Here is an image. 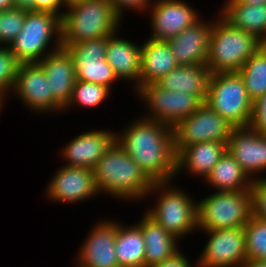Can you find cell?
I'll return each instance as SVG.
<instances>
[{"label":"cell","mask_w":266,"mask_h":267,"mask_svg":"<svg viewBox=\"0 0 266 267\" xmlns=\"http://www.w3.org/2000/svg\"><path fill=\"white\" fill-rule=\"evenodd\" d=\"M116 132V141L153 182L176 179L172 127L143 116Z\"/></svg>","instance_id":"cell-1"},{"label":"cell","mask_w":266,"mask_h":267,"mask_svg":"<svg viewBox=\"0 0 266 267\" xmlns=\"http://www.w3.org/2000/svg\"><path fill=\"white\" fill-rule=\"evenodd\" d=\"M99 195L119 201L145 200L154 182L115 141L93 168Z\"/></svg>","instance_id":"cell-2"},{"label":"cell","mask_w":266,"mask_h":267,"mask_svg":"<svg viewBox=\"0 0 266 267\" xmlns=\"http://www.w3.org/2000/svg\"><path fill=\"white\" fill-rule=\"evenodd\" d=\"M122 22L109 0L72 3L65 7L61 18V45L112 36L119 32Z\"/></svg>","instance_id":"cell-3"},{"label":"cell","mask_w":266,"mask_h":267,"mask_svg":"<svg viewBox=\"0 0 266 267\" xmlns=\"http://www.w3.org/2000/svg\"><path fill=\"white\" fill-rule=\"evenodd\" d=\"M174 181L154 182L146 198L156 201L145 212L180 241L198 229L197 201Z\"/></svg>","instance_id":"cell-4"},{"label":"cell","mask_w":266,"mask_h":267,"mask_svg":"<svg viewBox=\"0 0 266 267\" xmlns=\"http://www.w3.org/2000/svg\"><path fill=\"white\" fill-rule=\"evenodd\" d=\"M214 16L206 65L211 73L238 72L264 43L234 27L219 11Z\"/></svg>","instance_id":"cell-5"},{"label":"cell","mask_w":266,"mask_h":267,"mask_svg":"<svg viewBox=\"0 0 266 267\" xmlns=\"http://www.w3.org/2000/svg\"><path fill=\"white\" fill-rule=\"evenodd\" d=\"M61 47V18L41 11L26 12L22 30L9 45L20 64L38 63Z\"/></svg>","instance_id":"cell-6"},{"label":"cell","mask_w":266,"mask_h":267,"mask_svg":"<svg viewBox=\"0 0 266 267\" xmlns=\"http://www.w3.org/2000/svg\"><path fill=\"white\" fill-rule=\"evenodd\" d=\"M198 230L244 227L252 216L250 189L214 191L197 201Z\"/></svg>","instance_id":"cell-7"},{"label":"cell","mask_w":266,"mask_h":267,"mask_svg":"<svg viewBox=\"0 0 266 267\" xmlns=\"http://www.w3.org/2000/svg\"><path fill=\"white\" fill-rule=\"evenodd\" d=\"M205 103L233 127L249 126L253 102L238 72L212 73Z\"/></svg>","instance_id":"cell-8"},{"label":"cell","mask_w":266,"mask_h":267,"mask_svg":"<svg viewBox=\"0 0 266 267\" xmlns=\"http://www.w3.org/2000/svg\"><path fill=\"white\" fill-rule=\"evenodd\" d=\"M134 93L140 102L143 101L141 104L146 112L139 115L171 127L193 114L204 103L198 96L166 90L156 83L141 85Z\"/></svg>","instance_id":"cell-9"},{"label":"cell","mask_w":266,"mask_h":267,"mask_svg":"<svg viewBox=\"0 0 266 267\" xmlns=\"http://www.w3.org/2000/svg\"><path fill=\"white\" fill-rule=\"evenodd\" d=\"M232 129V125L204 102L197 111L172 127L175 153L199 142L214 141L228 145Z\"/></svg>","instance_id":"cell-10"},{"label":"cell","mask_w":266,"mask_h":267,"mask_svg":"<svg viewBox=\"0 0 266 267\" xmlns=\"http://www.w3.org/2000/svg\"><path fill=\"white\" fill-rule=\"evenodd\" d=\"M48 79L39 63L19 64L11 97L34 114L63 113V107L52 97ZM13 92V94H12Z\"/></svg>","instance_id":"cell-11"},{"label":"cell","mask_w":266,"mask_h":267,"mask_svg":"<svg viewBox=\"0 0 266 267\" xmlns=\"http://www.w3.org/2000/svg\"><path fill=\"white\" fill-rule=\"evenodd\" d=\"M208 236L199 267H241L247 260L244 227L204 230Z\"/></svg>","instance_id":"cell-12"},{"label":"cell","mask_w":266,"mask_h":267,"mask_svg":"<svg viewBox=\"0 0 266 267\" xmlns=\"http://www.w3.org/2000/svg\"><path fill=\"white\" fill-rule=\"evenodd\" d=\"M108 37L64 46L72 57L76 79L106 86L111 91L119 81L111 65L105 60Z\"/></svg>","instance_id":"cell-13"},{"label":"cell","mask_w":266,"mask_h":267,"mask_svg":"<svg viewBox=\"0 0 266 267\" xmlns=\"http://www.w3.org/2000/svg\"><path fill=\"white\" fill-rule=\"evenodd\" d=\"M46 199L64 204H77L99 196L93 169L61 165L46 186Z\"/></svg>","instance_id":"cell-14"},{"label":"cell","mask_w":266,"mask_h":267,"mask_svg":"<svg viewBox=\"0 0 266 267\" xmlns=\"http://www.w3.org/2000/svg\"><path fill=\"white\" fill-rule=\"evenodd\" d=\"M115 220L107 217L94 223L75 255L74 267H119L115 252Z\"/></svg>","instance_id":"cell-15"},{"label":"cell","mask_w":266,"mask_h":267,"mask_svg":"<svg viewBox=\"0 0 266 267\" xmlns=\"http://www.w3.org/2000/svg\"><path fill=\"white\" fill-rule=\"evenodd\" d=\"M193 7L184 0H153L146 13L151 19L149 38L167 41L177 36L201 18Z\"/></svg>","instance_id":"cell-16"},{"label":"cell","mask_w":266,"mask_h":267,"mask_svg":"<svg viewBox=\"0 0 266 267\" xmlns=\"http://www.w3.org/2000/svg\"><path fill=\"white\" fill-rule=\"evenodd\" d=\"M227 150L252 181L264 178L266 134H260L250 126L233 127Z\"/></svg>","instance_id":"cell-17"},{"label":"cell","mask_w":266,"mask_h":267,"mask_svg":"<svg viewBox=\"0 0 266 267\" xmlns=\"http://www.w3.org/2000/svg\"><path fill=\"white\" fill-rule=\"evenodd\" d=\"M115 141V131L88 130L65 143L59 151V156L64 160L63 165L93 169Z\"/></svg>","instance_id":"cell-18"},{"label":"cell","mask_w":266,"mask_h":267,"mask_svg":"<svg viewBox=\"0 0 266 267\" xmlns=\"http://www.w3.org/2000/svg\"><path fill=\"white\" fill-rule=\"evenodd\" d=\"M213 19L202 17L168 43L179 65H206Z\"/></svg>","instance_id":"cell-19"},{"label":"cell","mask_w":266,"mask_h":267,"mask_svg":"<svg viewBox=\"0 0 266 267\" xmlns=\"http://www.w3.org/2000/svg\"><path fill=\"white\" fill-rule=\"evenodd\" d=\"M120 32L108 36L105 60L113 68L119 80L132 82L133 92L140 87L141 43L136 44L130 39L120 38Z\"/></svg>","instance_id":"cell-20"},{"label":"cell","mask_w":266,"mask_h":267,"mask_svg":"<svg viewBox=\"0 0 266 267\" xmlns=\"http://www.w3.org/2000/svg\"><path fill=\"white\" fill-rule=\"evenodd\" d=\"M38 63L48 79L52 97L64 108L77 80L72 57L61 47L44 56Z\"/></svg>","instance_id":"cell-21"},{"label":"cell","mask_w":266,"mask_h":267,"mask_svg":"<svg viewBox=\"0 0 266 267\" xmlns=\"http://www.w3.org/2000/svg\"><path fill=\"white\" fill-rule=\"evenodd\" d=\"M227 151V144L207 141L182 148L176 155V178L186 171L192 178L204 180Z\"/></svg>","instance_id":"cell-22"},{"label":"cell","mask_w":266,"mask_h":267,"mask_svg":"<svg viewBox=\"0 0 266 267\" xmlns=\"http://www.w3.org/2000/svg\"><path fill=\"white\" fill-rule=\"evenodd\" d=\"M143 234L145 243V267H154L170 259L181 249L180 241L166 231L145 211L136 223ZM179 244V245H178Z\"/></svg>","instance_id":"cell-23"},{"label":"cell","mask_w":266,"mask_h":267,"mask_svg":"<svg viewBox=\"0 0 266 267\" xmlns=\"http://www.w3.org/2000/svg\"><path fill=\"white\" fill-rule=\"evenodd\" d=\"M141 45L140 86L157 82L179 66L168 41L148 38Z\"/></svg>","instance_id":"cell-24"},{"label":"cell","mask_w":266,"mask_h":267,"mask_svg":"<svg viewBox=\"0 0 266 267\" xmlns=\"http://www.w3.org/2000/svg\"><path fill=\"white\" fill-rule=\"evenodd\" d=\"M211 74L207 65H179L155 83L166 90L198 96L205 102Z\"/></svg>","instance_id":"cell-25"},{"label":"cell","mask_w":266,"mask_h":267,"mask_svg":"<svg viewBox=\"0 0 266 267\" xmlns=\"http://www.w3.org/2000/svg\"><path fill=\"white\" fill-rule=\"evenodd\" d=\"M219 13L234 27L254 34L266 44V4L250 5L226 0Z\"/></svg>","instance_id":"cell-26"},{"label":"cell","mask_w":266,"mask_h":267,"mask_svg":"<svg viewBox=\"0 0 266 267\" xmlns=\"http://www.w3.org/2000/svg\"><path fill=\"white\" fill-rule=\"evenodd\" d=\"M203 182L214 191H240L250 189L253 181L227 150Z\"/></svg>","instance_id":"cell-27"},{"label":"cell","mask_w":266,"mask_h":267,"mask_svg":"<svg viewBox=\"0 0 266 267\" xmlns=\"http://www.w3.org/2000/svg\"><path fill=\"white\" fill-rule=\"evenodd\" d=\"M117 221L115 252L119 267H145V243L140 227Z\"/></svg>","instance_id":"cell-28"},{"label":"cell","mask_w":266,"mask_h":267,"mask_svg":"<svg viewBox=\"0 0 266 267\" xmlns=\"http://www.w3.org/2000/svg\"><path fill=\"white\" fill-rule=\"evenodd\" d=\"M247 95L254 102L266 93V44H263L238 71Z\"/></svg>","instance_id":"cell-29"},{"label":"cell","mask_w":266,"mask_h":267,"mask_svg":"<svg viewBox=\"0 0 266 267\" xmlns=\"http://www.w3.org/2000/svg\"><path fill=\"white\" fill-rule=\"evenodd\" d=\"M111 93V90L104 85L76 80L71 98L63 108V112L75 107L85 109L98 107L107 101Z\"/></svg>","instance_id":"cell-30"},{"label":"cell","mask_w":266,"mask_h":267,"mask_svg":"<svg viewBox=\"0 0 266 267\" xmlns=\"http://www.w3.org/2000/svg\"><path fill=\"white\" fill-rule=\"evenodd\" d=\"M244 231L248 260L266 261V221L252 215Z\"/></svg>","instance_id":"cell-31"},{"label":"cell","mask_w":266,"mask_h":267,"mask_svg":"<svg viewBox=\"0 0 266 267\" xmlns=\"http://www.w3.org/2000/svg\"><path fill=\"white\" fill-rule=\"evenodd\" d=\"M26 12L16 8L0 11L1 46H9L22 30Z\"/></svg>","instance_id":"cell-32"},{"label":"cell","mask_w":266,"mask_h":267,"mask_svg":"<svg viewBox=\"0 0 266 267\" xmlns=\"http://www.w3.org/2000/svg\"><path fill=\"white\" fill-rule=\"evenodd\" d=\"M19 64L9 46L0 45V90L8 95L14 86Z\"/></svg>","instance_id":"cell-33"},{"label":"cell","mask_w":266,"mask_h":267,"mask_svg":"<svg viewBox=\"0 0 266 267\" xmlns=\"http://www.w3.org/2000/svg\"><path fill=\"white\" fill-rule=\"evenodd\" d=\"M13 4L16 9L51 12L60 18L64 14V7H66L64 0H13Z\"/></svg>","instance_id":"cell-34"},{"label":"cell","mask_w":266,"mask_h":267,"mask_svg":"<svg viewBox=\"0 0 266 267\" xmlns=\"http://www.w3.org/2000/svg\"><path fill=\"white\" fill-rule=\"evenodd\" d=\"M252 194V215L266 221V174L256 179L250 188Z\"/></svg>","instance_id":"cell-35"},{"label":"cell","mask_w":266,"mask_h":267,"mask_svg":"<svg viewBox=\"0 0 266 267\" xmlns=\"http://www.w3.org/2000/svg\"><path fill=\"white\" fill-rule=\"evenodd\" d=\"M112 4L117 15L124 20V14L129 9V11L136 12L138 14L147 13V10L152 5V0H109ZM124 13V14H123Z\"/></svg>","instance_id":"cell-36"},{"label":"cell","mask_w":266,"mask_h":267,"mask_svg":"<svg viewBox=\"0 0 266 267\" xmlns=\"http://www.w3.org/2000/svg\"><path fill=\"white\" fill-rule=\"evenodd\" d=\"M249 126L260 134H266V93L253 102Z\"/></svg>","instance_id":"cell-37"},{"label":"cell","mask_w":266,"mask_h":267,"mask_svg":"<svg viewBox=\"0 0 266 267\" xmlns=\"http://www.w3.org/2000/svg\"><path fill=\"white\" fill-rule=\"evenodd\" d=\"M192 263V264H191ZM188 259V255L186 256L181 250L176 253L170 259L164 260L161 264L156 265L154 267H199L198 261L195 263Z\"/></svg>","instance_id":"cell-38"},{"label":"cell","mask_w":266,"mask_h":267,"mask_svg":"<svg viewBox=\"0 0 266 267\" xmlns=\"http://www.w3.org/2000/svg\"><path fill=\"white\" fill-rule=\"evenodd\" d=\"M241 267H266V261L247 260Z\"/></svg>","instance_id":"cell-39"},{"label":"cell","mask_w":266,"mask_h":267,"mask_svg":"<svg viewBox=\"0 0 266 267\" xmlns=\"http://www.w3.org/2000/svg\"><path fill=\"white\" fill-rule=\"evenodd\" d=\"M14 8L13 0H0V11Z\"/></svg>","instance_id":"cell-40"},{"label":"cell","mask_w":266,"mask_h":267,"mask_svg":"<svg viewBox=\"0 0 266 267\" xmlns=\"http://www.w3.org/2000/svg\"><path fill=\"white\" fill-rule=\"evenodd\" d=\"M237 3H244L250 5L266 4V0H235Z\"/></svg>","instance_id":"cell-41"},{"label":"cell","mask_w":266,"mask_h":267,"mask_svg":"<svg viewBox=\"0 0 266 267\" xmlns=\"http://www.w3.org/2000/svg\"><path fill=\"white\" fill-rule=\"evenodd\" d=\"M7 100H8V94L0 90V114L1 111L3 110V107H5L4 105L6 104Z\"/></svg>","instance_id":"cell-42"},{"label":"cell","mask_w":266,"mask_h":267,"mask_svg":"<svg viewBox=\"0 0 266 267\" xmlns=\"http://www.w3.org/2000/svg\"><path fill=\"white\" fill-rule=\"evenodd\" d=\"M83 0H64L66 6L71 5L72 3L79 2Z\"/></svg>","instance_id":"cell-43"}]
</instances>
